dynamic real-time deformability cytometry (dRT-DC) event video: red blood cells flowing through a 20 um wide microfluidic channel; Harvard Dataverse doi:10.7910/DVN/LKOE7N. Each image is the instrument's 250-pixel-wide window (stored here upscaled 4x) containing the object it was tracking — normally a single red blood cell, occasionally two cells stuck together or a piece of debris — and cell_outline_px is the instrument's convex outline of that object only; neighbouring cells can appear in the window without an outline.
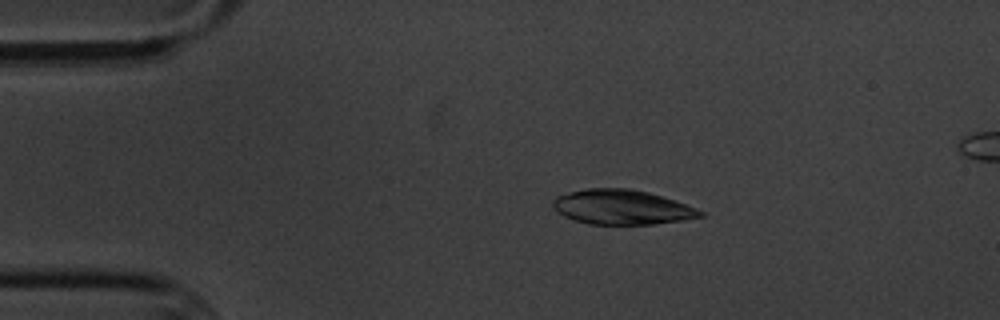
{"species": "common noctule bat (a hibernating species)", "species_latin": "Nyctalus noctula", "temperature_condition": "cold", "stored_images_in_passage": 9, "camera_frame_rate_fps": 3000, "um_per_image_px": 0.085, "animal": {"sex": "male", "body_mass_g": 20.1, "forearm_length_mm": 53.5}, "frame": {"image": 1, "passage_image": 1, "time_ms": 0.0, "image_size_px": [1000, 320], "cell_outline_px": [[704, 216], [684, 220], [652, 224], [588, 224], [564, 216], [556, 212], [552, 208], [552, 200], [556, 196], [568, 192], [588, 188], [628, 188], [648, 192], [676, 200], [696, 208], [704, 212]], "centroid_in_image_um": [52.84, 17.6], "position_along_channel_um": 32.2, "area_um2": 29.94}}
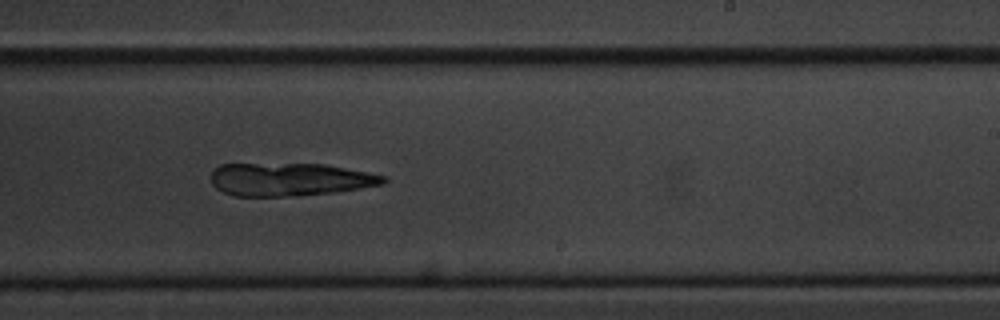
{"frame": {"image": 2, "passage_image": 8, "time_ms": 8.0, "image_size_px": [1000, 320], "cell_outline_px": [[388, 180], [384, 184], [360, 188], [332, 192], [288, 196], [236, 196], [224, 192], [216, 188], [212, 184], [212, 168], [220, 164], [324, 164], [368, 172], [388, 176]], "centroid_in_image_um": [24.64, 15.24], "position_along_channel_um": 264.4, "area_um2": 33.06}}
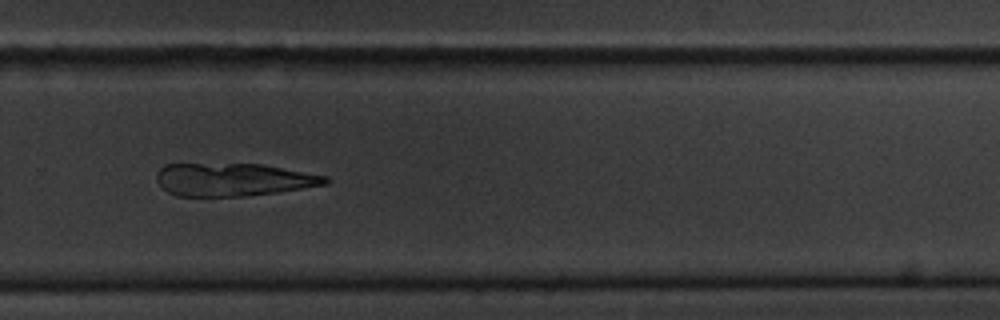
{"frame": {"image": 3, "passage_image": 9, "time_ms": 9.333, "image_size_px": [1000, 320], "cell_outline_px": [[332, 180], [328, 184], [280, 192], [248, 196], [176, 196], [168, 192], [156, 180], [156, 172], [164, 164], [264, 164], [328, 176]], "centroid_in_image_um": [19.87, 15.26], "position_along_channel_um": 309.9, "area_um2": 32.66}}